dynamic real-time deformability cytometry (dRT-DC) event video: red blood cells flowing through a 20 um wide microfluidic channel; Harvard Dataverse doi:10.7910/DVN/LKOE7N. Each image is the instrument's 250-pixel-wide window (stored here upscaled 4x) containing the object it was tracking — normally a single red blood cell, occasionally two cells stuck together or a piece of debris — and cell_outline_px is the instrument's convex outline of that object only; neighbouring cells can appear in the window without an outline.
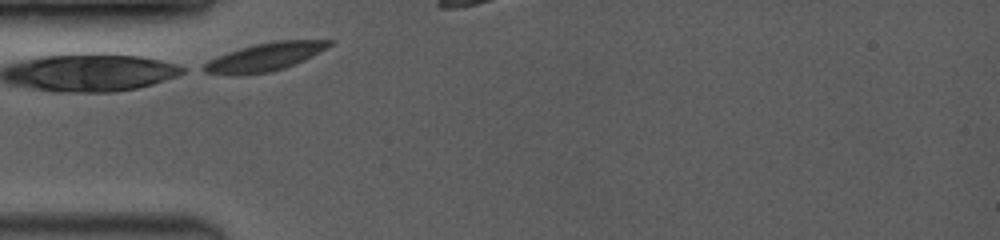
{"species": "common noctule bat (a hibernating species)", "species_latin": "Nyctalus noctula", "temperature_condition": "room temperature", "stored_images_in_passage": 6, "camera_frame_rate_fps": 3500, "um_per_image_px": 0.085, "animal": {"sex": "female", "body_mass_g": 19.0, "forearm_length_mm": 53.3}, "frame": {"image": 1, "passage_image": 1, "time_ms": 0.0, "image_size_px": [1000, 240], "cell_outline_px": [[336, 40], [332, 44], [312, 56], [304, 60], [284, 68], [268, 72], [236, 76], [232, 76], [204, 72], [196, 68], [208, 60], [228, 52], [240, 48], [256, 44], [276, 40]], "centroid_in_image_um": [22.43, 4.86], "position_along_channel_um": 62.6, "area_um2": 20.75}}